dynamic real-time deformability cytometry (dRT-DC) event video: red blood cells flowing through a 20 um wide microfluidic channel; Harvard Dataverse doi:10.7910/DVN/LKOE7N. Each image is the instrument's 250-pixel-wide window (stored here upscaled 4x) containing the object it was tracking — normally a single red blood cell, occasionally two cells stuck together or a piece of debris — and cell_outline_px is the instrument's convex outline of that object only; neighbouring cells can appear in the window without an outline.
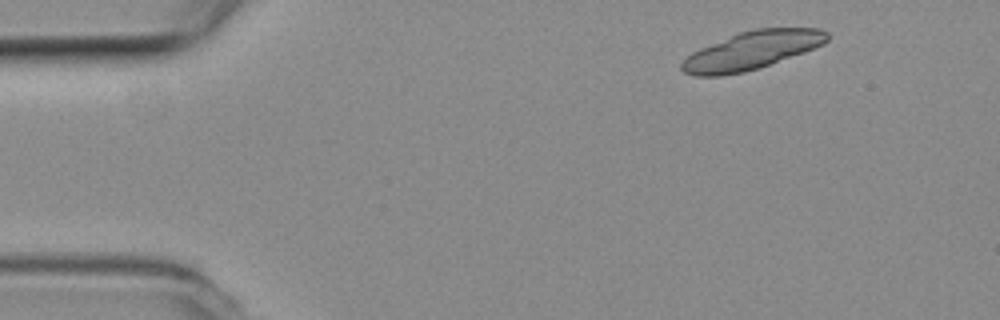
{"species": "common noctule bat (a hibernating species)", "species_latin": "Nyctalus noctula", "temperature_condition": "room temperature", "stored_images_in_passage": 2, "camera_frame_rate_fps": 3000, "um_per_image_px": 0.085, "animal": {"sex": "female", "body_mass_g": 19.3, "forearm_length_mm": 54.1}, "frame": {"image": 1, "passage_image": 1, "time_ms": 0.0, "image_size_px": [1000, 320], "cell_outline_px": [[828, 40], [824, 44], [804, 52], [760, 68], [744, 72], [720, 76], [696, 76], [684, 72], [680, 68], [680, 64], [692, 52], [700, 48], [740, 32], [756, 28], [820, 28], [828, 32]], "centroid_in_image_um": [63.91, 4.29], "position_along_channel_um": 21.1, "area_um2": 32.14}}